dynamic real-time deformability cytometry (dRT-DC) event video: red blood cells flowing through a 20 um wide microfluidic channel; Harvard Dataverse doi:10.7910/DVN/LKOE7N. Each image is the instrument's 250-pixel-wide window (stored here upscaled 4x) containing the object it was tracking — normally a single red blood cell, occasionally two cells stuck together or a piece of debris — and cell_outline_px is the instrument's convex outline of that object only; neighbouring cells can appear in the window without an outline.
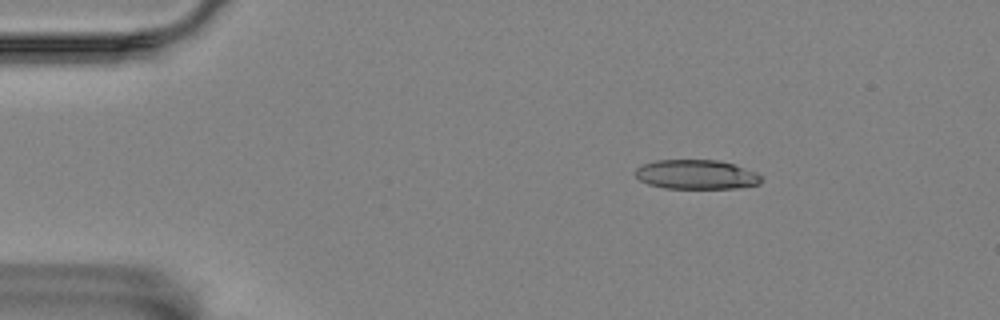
{"species": "Egyptian fruit bat (a non-hibernating species)", "species_latin": "Rousettus aegyptiacus", "temperature_condition": "room temperature", "stored_images_in_passage": 4, "camera_frame_rate_fps": 3000, "um_per_image_px": 0.085, "animal": {"sex": "female"}, "frame": {"image": 1, "passage_image": 3, "time_ms": 2.333, "image_size_px": [1000, 320], "cell_outline_px": [[760, 184], [736, 188], [664, 188], [648, 184], [640, 180], [636, 176], [636, 168], [644, 164], [656, 160], [716, 160], [732, 164], [756, 172], [760, 176]], "centroid_in_image_um": [59.17, 14.84], "position_along_channel_um": 25.8, "area_um2": 21.33}}